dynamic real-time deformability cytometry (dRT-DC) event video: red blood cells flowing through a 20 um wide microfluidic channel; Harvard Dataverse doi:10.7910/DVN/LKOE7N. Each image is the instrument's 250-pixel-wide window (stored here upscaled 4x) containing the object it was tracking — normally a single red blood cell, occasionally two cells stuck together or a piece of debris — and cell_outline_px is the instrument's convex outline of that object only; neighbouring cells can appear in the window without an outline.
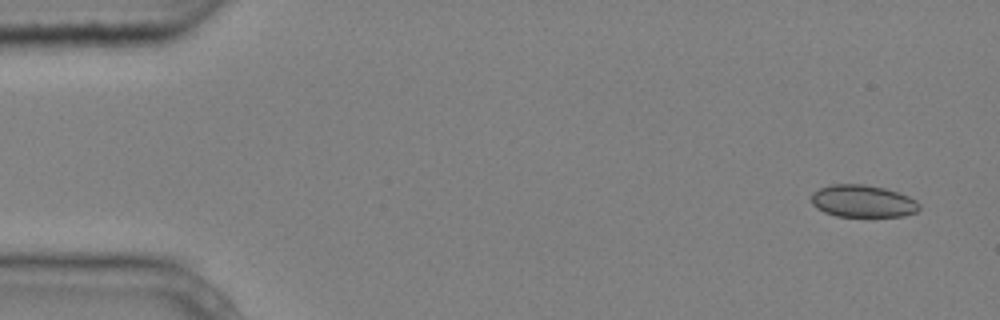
{"species": "common noctule bat (a hibernating species)", "species_latin": "Nyctalus noctula", "temperature_condition": "cold", "stored_images_in_passage": 5, "camera_frame_rate_fps": 3000, "um_per_image_px": 0.085, "animal": {"sex": "male", "body_mass_g": 20.4}, "frame": {"image": 1, "passage_image": 1, "time_ms": 0.0, "image_size_px": [1000, 320], "cell_outline_px": [[920, 208], [916, 212], [904, 216], [836, 216], [824, 212], [816, 208], [812, 204], [812, 192], [820, 188], [832, 184], [864, 184], [884, 188], [908, 196], [916, 200], [920, 204]], "centroid_in_image_um": [73.33, 17.1], "position_along_channel_um": 11.7, "area_um2": 20.29}}
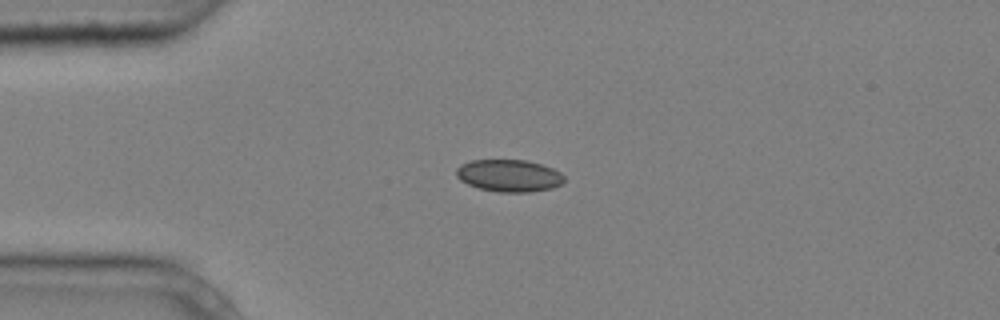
{"frame": {"image": 2, "passage_image": 4, "time_ms": 1.0, "image_size_px": [1000, 320], "cell_outline_px": [[564, 180], [560, 184], [552, 188], [532, 192], [496, 192], [480, 188], [468, 184], [460, 180], [456, 176], [456, 168], [460, 164], [472, 160], [528, 160], [552, 168], [560, 172], [564, 176]], "centroid_in_image_um": [43.25, 14.93], "position_along_channel_um": 41.7, "area_um2": 20.29}}